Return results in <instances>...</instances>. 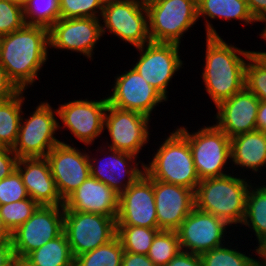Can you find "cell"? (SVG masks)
<instances>
[{
    "instance_id": "6da1fadb",
    "label": "cell",
    "mask_w": 266,
    "mask_h": 266,
    "mask_svg": "<svg viewBox=\"0 0 266 266\" xmlns=\"http://www.w3.org/2000/svg\"><path fill=\"white\" fill-rule=\"evenodd\" d=\"M48 48L49 30L41 26L25 24L0 36V64L20 91H26L39 80V72L49 58Z\"/></svg>"
},
{
    "instance_id": "7a4b0ae2",
    "label": "cell",
    "mask_w": 266,
    "mask_h": 266,
    "mask_svg": "<svg viewBox=\"0 0 266 266\" xmlns=\"http://www.w3.org/2000/svg\"><path fill=\"white\" fill-rule=\"evenodd\" d=\"M205 38L206 54L201 78L211 102L217 106L245 88V67L253 51L227 43L222 36Z\"/></svg>"
},
{
    "instance_id": "3957f363",
    "label": "cell",
    "mask_w": 266,
    "mask_h": 266,
    "mask_svg": "<svg viewBox=\"0 0 266 266\" xmlns=\"http://www.w3.org/2000/svg\"><path fill=\"white\" fill-rule=\"evenodd\" d=\"M233 172L200 180L194 199L197 209L221 218L229 227H239L245 217L246 197L253 180L243 174L235 176Z\"/></svg>"
},
{
    "instance_id": "277c9868",
    "label": "cell",
    "mask_w": 266,
    "mask_h": 266,
    "mask_svg": "<svg viewBox=\"0 0 266 266\" xmlns=\"http://www.w3.org/2000/svg\"><path fill=\"white\" fill-rule=\"evenodd\" d=\"M144 164L145 174L153 180L187 187L195 192L200 179L188 140L176 129L170 132Z\"/></svg>"
},
{
    "instance_id": "5b68a950",
    "label": "cell",
    "mask_w": 266,
    "mask_h": 266,
    "mask_svg": "<svg viewBox=\"0 0 266 266\" xmlns=\"http://www.w3.org/2000/svg\"><path fill=\"white\" fill-rule=\"evenodd\" d=\"M201 127L195 132L188 131L184 126L175 128L189 142L199 179L228 174L230 171L226 165L231 163L230 138L215 124Z\"/></svg>"
},
{
    "instance_id": "8992f818",
    "label": "cell",
    "mask_w": 266,
    "mask_h": 266,
    "mask_svg": "<svg viewBox=\"0 0 266 266\" xmlns=\"http://www.w3.org/2000/svg\"><path fill=\"white\" fill-rule=\"evenodd\" d=\"M145 5L152 42L181 45L184 34L197 24V0H154Z\"/></svg>"
},
{
    "instance_id": "52a82bcc",
    "label": "cell",
    "mask_w": 266,
    "mask_h": 266,
    "mask_svg": "<svg viewBox=\"0 0 266 266\" xmlns=\"http://www.w3.org/2000/svg\"><path fill=\"white\" fill-rule=\"evenodd\" d=\"M41 101L29 117L22 113L16 144L12 150L20 158L46 157L47 154L61 143L56 138L59 120L57 108L49 102ZM27 118H25V117ZM55 135V136H54Z\"/></svg>"
},
{
    "instance_id": "ba28073f",
    "label": "cell",
    "mask_w": 266,
    "mask_h": 266,
    "mask_svg": "<svg viewBox=\"0 0 266 266\" xmlns=\"http://www.w3.org/2000/svg\"><path fill=\"white\" fill-rule=\"evenodd\" d=\"M100 20H103L102 35L109 32L135 48L151 41L148 12L143 0H106Z\"/></svg>"
},
{
    "instance_id": "9c48e42d",
    "label": "cell",
    "mask_w": 266,
    "mask_h": 266,
    "mask_svg": "<svg viewBox=\"0 0 266 266\" xmlns=\"http://www.w3.org/2000/svg\"><path fill=\"white\" fill-rule=\"evenodd\" d=\"M73 258L106 244L117 235L116 219L64 210V230Z\"/></svg>"
},
{
    "instance_id": "30bf717a",
    "label": "cell",
    "mask_w": 266,
    "mask_h": 266,
    "mask_svg": "<svg viewBox=\"0 0 266 266\" xmlns=\"http://www.w3.org/2000/svg\"><path fill=\"white\" fill-rule=\"evenodd\" d=\"M135 49L140 56L131 66L168 100L170 81L184 65L179 55L180 45L150 41Z\"/></svg>"
},
{
    "instance_id": "8fae6325",
    "label": "cell",
    "mask_w": 266,
    "mask_h": 266,
    "mask_svg": "<svg viewBox=\"0 0 266 266\" xmlns=\"http://www.w3.org/2000/svg\"><path fill=\"white\" fill-rule=\"evenodd\" d=\"M64 230V205H40L33 215L11 233L15 257L25 258L32 251L55 239Z\"/></svg>"
},
{
    "instance_id": "7c38bea8",
    "label": "cell",
    "mask_w": 266,
    "mask_h": 266,
    "mask_svg": "<svg viewBox=\"0 0 266 266\" xmlns=\"http://www.w3.org/2000/svg\"><path fill=\"white\" fill-rule=\"evenodd\" d=\"M150 120L141 113L108 104L104 115V131L107 130L111 141L104 143L107 144L105 147L138 157L144 145L150 140Z\"/></svg>"
},
{
    "instance_id": "4fadbf2b",
    "label": "cell",
    "mask_w": 266,
    "mask_h": 266,
    "mask_svg": "<svg viewBox=\"0 0 266 266\" xmlns=\"http://www.w3.org/2000/svg\"><path fill=\"white\" fill-rule=\"evenodd\" d=\"M108 106L107 97L99 100L79 99L59 104L57 109L58 130L68 129L76 140L88 147L104 132V115ZM62 124V126H61ZM62 128V130H60Z\"/></svg>"
},
{
    "instance_id": "5bb4252c",
    "label": "cell",
    "mask_w": 266,
    "mask_h": 266,
    "mask_svg": "<svg viewBox=\"0 0 266 266\" xmlns=\"http://www.w3.org/2000/svg\"><path fill=\"white\" fill-rule=\"evenodd\" d=\"M97 150V153H102L100 156L104 155L105 158H94V155L93 157L90 155L92 152L88 151L91 176L106 184L119 195L145 173L144 162L139 160L137 162L139 157L134 154L111 149L103 144Z\"/></svg>"
},
{
    "instance_id": "9a60e30c",
    "label": "cell",
    "mask_w": 266,
    "mask_h": 266,
    "mask_svg": "<svg viewBox=\"0 0 266 266\" xmlns=\"http://www.w3.org/2000/svg\"><path fill=\"white\" fill-rule=\"evenodd\" d=\"M228 226L221 218L194 207L176 230L181 251L201 255L223 246Z\"/></svg>"
},
{
    "instance_id": "2e32d148",
    "label": "cell",
    "mask_w": 266,
    "mask_h": 266,
    "mask_svg": "<svg viewBox=\"0 0 266 266\" xmlns=\"http://www.w3.org/2000/svg\"><path fill=\"white\" fill-rule=\"evenodd\" d=\"M112 93L106 95L108 104L120 109L135 111L151 119L156 106L167 100L157 89L132 67L116 74Z\"/></svg>"
},
{
    "instance_id": "e0dca14e",
    "label": "cell",
    "mask_w": 266,
    "mask_h": 266,
    "mask_svg": "<svg viewBox=\"0 0 266 266\" xmlns=\"http://www.w3.org/2000/svg\"><path fill=\"white\" fill-rule=\"evenodd\" d=\"M48 30L49 49L80 53L90 61L103 37L100 18H60Z\"/></svg>"
},
{
    "instance_id": "ac0fdd59",
    "label": "cell",
    "mask_w": 266,
    "mask_h": 266,
    "mask_svg": "<svg viewBox=\"0 0 266 266\" xmlns=\"http://www.w3.org/2000/svg\"><path fill=\"white\" fill-rule=\"evenodd\" d=\"M73 145L61 141L46 156L63 201L91 175L88 153Z\"/></svg>"
},
{
    "instance_id": "d6986e66",
    "label": "cell",
    "mask_w": 266,
    "mask_h": 266,
    "mask_svg": "<svg viewBox=\"0 0 266 266\" xmlns=\"http://www.w3.org/2000/svg\"><path fill=\"white\" fill-rule=\"evenodd\" d=\"M116 225L159 228L153 179L145 173L119 195Z\"/></svg>"
},
{
    "instance_id": "ffe728a7",
    "label": "cell",
    "mask_w": 266,
    "mask_h": 266,
    "mask_svg": "<svg viewBox=\"0 0 266 266\" xmlns=\"http://www.w3.org/2000/svg\"><path fill=\"white\" fill-rule=\"evenodd\" d=\"M156 215L160 230L176 231L195 207L194 191L153 180Z\"/></svg>"
},
{
    "instance_id": "44dd1931",
    "label": "cell",
    "mask_w": 266,
    "mask_h": 266,
    "mask_svg": "<svg viewBox=\"0 0 266 266\" xmlns=\"http://www.w3.org/2000/svg\"><path fill=\"white\" fill-rule=\"evenodd\" d=\"M260 100L246 88L218 104L215 125L230 139L256 131V117Z\"/></svg>"
},
{
    "instance_id": "7402d4cb",
    "label": "cell",
    "mask_w": 266,
    "mask_h": 266,
    "mask_svg": "<svg viewBox=\"0 0 266 266\" xmlns=\"http://www.w3.org/2000/svg\"><path fill=\"white\" fill-rule=\"evenodd\" d=\"M16 170L32 200L44 206L64 205L46 157L20 158Z\"/></svg>"
},
{
    "instance_id": "603a6c76",
    "label": "cell",
    "mask_w": 266,
    "mask_h": 266,
    "mask_svg": "<svg viewBox=\"0 0 266 266\" xmlns=\"http://www.w3.org/2000/svg\"><path fill=\"white\" fill-rule=\"evenodd\" d=\"M119 194L91 175L64 201V210L117 218Z\"/></svg>"
},
{
    "instance_id": "cb8c5ba5",
    "label": "cell",
    "mask_w": 266,
    "mask_h": 266,
    "mask_svg": "<svg viewBox=\"0 0 266 266\" xmlns=\"http://www.w3.org/2000/svg\"><path fill=\"white\" fill-rule=\"evenodd\" d=\"M233 169L242 168L254 174L266 173V133L252 131L230 139ZM264 166V167H263ZM263 167V168H262Z\"/></svg>"
},
{
    "instance_id": "d4e9b609",
    "label": "cell",
    "mask_w": 266,
    "mask_h": 266,
    "mask_svg": "<svg viewBox=\"0 0 266 266\" xmlns=\"http://www.w3.org/2000/svg\"><path fill=\"white\" fill-rule=\"evenodd\" d=\"M198 20L203 17L206 36H219L210 20H239L244 25H254L256 20L251 15L246 0H197ZM210 18V20H209Z\"/></svg>"
},
{
    "instance_id": "484cf974",
    "label": "cell",
    "mask_w": 266,
    "mask_h": 266,
    "mask_svg": "<svg viewBox=\"0 0 266 266\" xmlns=\"http://www.w3.org/2000/svg\"><path fill=\"white\" fill-rule=\"evenodd\" d=\"M260 180L258 184L255 182L248 190L246 197V212L242 222V226L254 232L257 242L266 239V182ZM261 183V184H260ZM261 186H260V185ZM264 184V185H263ZM258 185V186H257Z\"/></svg>"
},
{
    "instance_id": "4316f807",
    "label": "cell",
    "mask_w": 266,
    "mask_h": 266,
    "mask_svg": "<svg viewBox=\"0 0 266 266\" xmlns=\"http://www.w3.org/2000/svg\"><path fill=\"white\" fill-rule=\"evenodd\" d=\"M25 91L15 96L0 100V145L13 148L18 138V132L23 113Z\"/></svg>"
},
{
    "instance_id": "83f0119b",
    "label": "cell",
    "mask_w": 266,
    "mask_h": 266,
    "mask_svg": "<svg viewBox=\"0 0 266 266\" xmlns=\"http://www.w3.org/2000/svg\"><path fill=\"white\" fill-rule=\"evenodd\" d=\"M24 259L33 266H74V258L64 232Z\"/></svg>"
},
{
    "instance_id": "f1b7e54d",
    "label": "cell",
    "mask_w": 266,
    "mask_h": 266,
    "mask_svg": "<svg viewBox=\"0 0 266 266\" xmlns=\"http://www.w3.org/2000/svg\"><path fill=\"white\" fill-rule=\"evenodd\" d=\"M123 253V246L116 235L106 244L74 258V266H121Z\"/></svg>"
},
{
    "instance_id": "f546056e",
    "label": "cell",
    "mask_w": 266,
    "mask_h": 266,
    "mask_svg": "<svg viewBox=\"0 0 266 266\" xmlns=\"http://www.w3.org/2000/svg\"><path fill=\"white\" fill-rule=\"evenodd\" d=\"M23 14L26 25L49 29L60 19V0H26Z\"/></svg>"
},
{
    "instance_id": "4dcf8cb0",
    "label": "cell",
    "mask_w": 266,
    "mask_h": 266,
    "mask_svg": "<svg viewBox=\"0 0 266 266\" xmlns=\"http://www.w3.org/2000/svg\"><path fill=\"white\" fill-rule=\"evenodd\" d=\"M159 228L117 225V236L124 251L147 255Z\"/></svg>"
},
{
    "instance_id": "1f68e13d",
    "label": "cell",
    "mask_w": 266,
    "mask_h": 266,
    "mask_svg": "<svg viewBox=\"0 0 266 266\" xmlns=\"http://www.w3.org/2000/svg\"><path fill=\"white\" fill-rule=\"evenodd\" d=\"M228 244L234 245L232 242H228L226 245L201 254L203 266H257V258L250 253L247 255L245 252L239 251L237 245L235 248Z\"/></svg>"
},
{
    "instance_id": "d6a6232c",
    "label": "cell",
    "mask_w": 266,
    "mask_h": 266,
    "mask_svg": "<svg viewBox=\"0 0 266 266\" xmlns=\"http://www.w3.org/2000/svg\"><path fill=\"white\" fill-rule=\"evenodd\" d=\"M181 251L176 231L160 230L147 253L156 266H166Z\"/></svg>"
},
{
    "instance_id": "836d02e7",
    "label": "cell",
    "mask_w": 266,
    "mask_h": 266,
    "mask_svg": "<svg viewBox=\"0 0 266 266\" xmlns=\"http://www.w3.org/2000/svg\"><path fill=\"white\" fill-rule=\"evenodd\" d=\"M245 88L260 101H266V58L253 51L245 67Z\"/></svg>"
},
{
    "instance_id": "e575fe53",
    "label": "cell",
    "mask_w": 266,
    "mask_h": 266,
    "mask_svg": "<svg viewBox=\"0 0 266 266\" xmlns=\"http://www.w3.org/2000/svg\"><path fill=\"white\" fill-rule=\"evenodd\" d=\"M40 205L30 197L21 201L0 205V215L6 229L12 233L25 223Z\"/></svg>"
},
{
    "instance_id": "d590c367",
    "label": "cell",
    "mask_w": 266,
    "mask_h": 266,
    "mask_svg": "<svg viewBox=\"0 0 266 266\" xmlns=\"http://www.w3.org/2000/svg\"><path fill=\"white\" fill-rule=\"evenodd\" d=\"M106 0H60V18H100Z\"/></svg>"
},
{
    "instance_id": "8d00e7d4",
    "label": "cell",
    "mask_w": 266,
    "mask_h": 266,
    "mask_svg": "<svg viewBox=\"0 0 266 266\" xmlns=\"http://www.w3.org/2000/svg\"><path fill=\"white\" fill-rule=\"evenodd\" d=\"M24 25L23 6L10 0H0V36L14 32Z\"/></svg>"
},
{
    "instance_id": "74e56055",
    "label": "cell",
    "mask_w": 266,
    "mask_h": 266,
    "mask_svg": "<svg viewBox=\"0 0 266 266\" xmlns=\"http://www.w3.org/2000/svg\"><path fill=\"white\" fill-rule=\"evenodd\" d=\"M29 198L21 175L15 170L11 175L0 180V205Z\"/></svg>"
},
{
    "instance_id": "f35d334b",
    "label": "cell",
    "mask_w": 266,
    "mask_h": 266,
    "mask_svg": "<svg viewBox=\"0 0 266 266\" xmlns=\"http://www.w3.org/2000/svg\"><path fill=\"white\" fill-rule=\"evenodd\" d=\"M19 158L12 148L0 145V180L11 175L17 167Z\"/></svg>"
},
{
    "instance_id": "ab89813d",
    "label": "cell",
    "mask_w": 266,
    "mask_h": 266,
    "mask_svg": "<svg viewBox=\"0 0 266 266\" xmlns=\"http://www.w3.org/2000/svg\"><path fill=\"white\" fill-rule=\"evenodd\" d=\"M166 266H203L200 255L180 251Z\"/></svg>"
},
{
    "instance_id": "60d3db41",
    "label": "cell",
    "mask_w": 266,
    "mask_h": 266,
    "mask_svg": "<svg viewBox=\"0 0 266 266\" xmlns=\"http://www.w3.org/2000/svg\"><path fill=\"white\" fill-rule=\"evenodd\" d=\"M19 92L20 90L9 79L6 70L0 64V100L11 98Z\"/></svg>"
},
{
    "instance_id": "b9f144b4",
    "label": "cell",
    "mask_w": 266,
    "mask_h": 266,
    "mask_svg": "<svg viewBox=\"0 0 266 266\" xmlns=\"http://www.w3.org/2000/svg\"><path fill=\"white\" fill-rule=\"evenodd\" d=\"M121 266H156L147 255L124 251Z\"/></svg>"
},
{
    "instance_id": "7bdbcfd3",
    "label": "cell",
    "mask_w": 266,
    "mask_h": 266,
    "mask_svg": "<svg viewBox=\"0 0 266 266\" xmlns=\"http://www.w3.org/2000/svg\"><path fill=\"white\" fill-rule=\"evenodd\" d=\"M14 259L12 240H0V266H12Z\"/></svg>"
},
{
    "instance_id": "ee69618b",
    "label": "cell",
    "mask_w": 266,
    "mask_h": 266,
    "mask_svg": "<svg viewBox=\"0 0 266 266\" xmlns=\"http://www.w3.org/2000/svg\"><path fill=\"white\" fill-rule=\"evenodd\" d=\"M246 2L256 22H266V0H246Z\"/></svg>"
},
{
    "instance_id": "f6af8a7d",
    "label": "cell",
    "mask_w": 266,
    "mask_h": 266,
    "mask_svg": "<svg viewBox=\"0 0 266 266\" xmlns=\"http://www.w3.org/2000/svg\"><path fill=\"white\" fill-rule=\"evenodd\" d=\"M257 131L266 133V101H260L256 117Z\"/></svg>"
},
{
    "instance_id": "bcb514c9",
    "label": "cell",
    "mask_w": 266,
    "mask_h": 266,
    "mask_svg": "<svg viewBox=\"0 0 266 266\" xmlns=\"http://www.w3.org/2000/svg\"><path fill=\"white\" fill-rule=\"evenodd\" d=\"M258 245L254 247L253 251H256L255 254L258 256L257 266H266V239H263L261 242L257 243Z\"/></svg>"
},
{
    "instance_id": "7dc6e473",
    "label": "cell",
    "mask_w": 266,
    "mask_h": 266,
    "mask_svg": "<svg viewBox=\"0 0 266 266\" xmlns=\"http://www.w3.org/2000/svg\"><path fill=\"white\" fill-rule=\"evenodd\" d=\"M11 239V233L6 229L0 215V240Z\"/></svg>"
},
{
    "instance_id": "c3c4849f",
    "label": "cell",
    "mask_w": 266,
    "mask_h": 266,
    "mask_svg": "<svg viewBox=\"0 0 266 266\" xmlns=\"http://www.w3.org/2000/svg\"><path fill=\"white\" fill-rule=\"evenodd\" d=\"M12 266H33L24 258L15 257Z\"/></svg>"
},
{
    "instance_id": "681fc988",
    "label": "cell",
    "mask_w": 266,
    "mask_h": 266,
    "mask_svg": "<svg viewBox=\"0 0 266 266\" xmlns=\"http://www.w3.org/2000/svg\"><path fill=\"white\" fill-rule=\"evenodd\" d=\"M265 26L263 27L262 32L259 34L261 38H263V40L266 41V22L263 23Z\"/></svg>"
},
{
    "instance_id": "f907efd6",
    "label": "cell",
    "mask_w": 266,
    "mask_h": 266,
    "mask_svg": "<svg viewBox=\"0 0 266 266\" xmlns=\"http://www.w3.org/2000/svg\"><path fill=\"white\" fill-rule=\"evenodd\" d=\"M10 1L14 2V3H17V4L21 5V6H23L24 3L26 2V0H10Z\"/></svg>"
},
{
    "instance_id": "816d5d0a",
    "label": "cell",
    "mask_w": 266,
    "mask_h": 266,
    "mask_svg": "<svg viewBox=\"0 0 266 266\" xmlns=\"http://www.w3.org/2000/svg\"><path fill=\"white\" fill-rule=\"evenodd\" d=\"M259 52L266 58V52L265 51L262 50V52L261 51H259Z\"/></svg>"
},
{
    "instance_id": "f5cc1de1",
    "label": "cell",
    "mask_w": 266,
    "mask_h": 266,
    "mask_svg": "<svg viewBox=\"0 0 266 266\" xmlns=\"http://www.w3.org/2000/svg\"><path fill=\"white\" fill-rule=\"evenodd\" d=\"M143 1L146 3V2H150V1H154V0H143Z\"/></svg>"
}]
</instances>
